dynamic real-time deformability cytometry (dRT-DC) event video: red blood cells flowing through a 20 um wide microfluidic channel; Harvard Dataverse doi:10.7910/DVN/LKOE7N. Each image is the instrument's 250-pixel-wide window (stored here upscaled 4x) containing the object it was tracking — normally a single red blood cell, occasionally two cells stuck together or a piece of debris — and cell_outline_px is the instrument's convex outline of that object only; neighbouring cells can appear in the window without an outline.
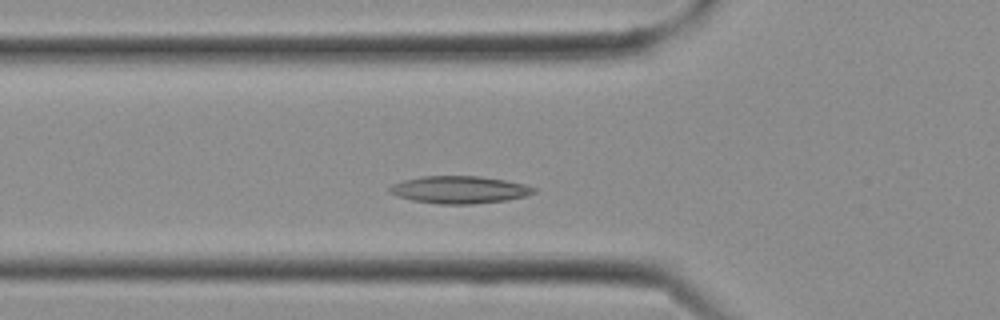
{"species": "Egyptian fruit bat (a non-hibernating species)", "species_latin": "Rousettus aegyptiacus", "temperature_condition": "cold", "stored_images_in_passage": 10, "camera_frame_rate_fps": 3000, "um_per_image_px": 0.085, "frame": {"image": 1, "passage_image": 6, "time_ms": 1.667, "image_size_px": [1000, 320], "cell_outline_px": [[536, 192], [528, 196], [508, 200], [472, 204], [436, 204], [412, 200], [396, 196], [388, 192], [388, 188], [392, 184], [404, 180], [420, 176], [480, 176], [504, 180], [524, 184], [536, 188]], "centroid_in_image_um": [39.04, 16.13], "position_along_channel_um": 86.8, "area_um2": 23.24}}
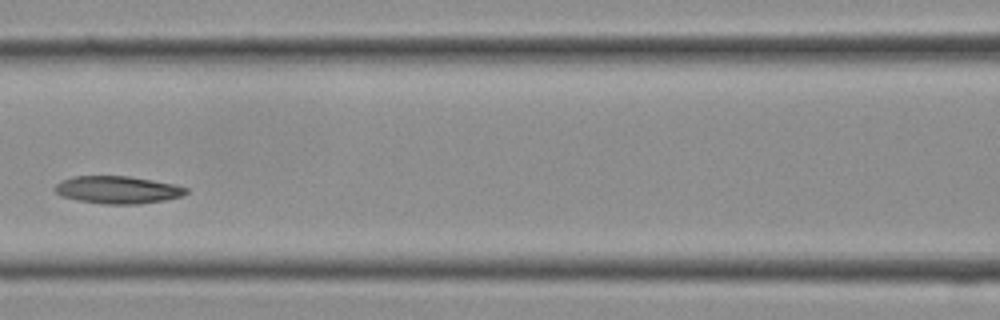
{"frame": {"image": 2, "passage_image": 9, "time_ms": 2.667, "image_size_px": [1000, 320], "cell_outline_px": [[188, 192], [180, 196], [164, 200], [140, 204], [104, 204], [76, 200], [60, 196], [56, 192], [56, 184], [60, 180], [72, 176], [128, 176], [176, 184], [188, 188]], "centroid_in_image_um": [9.99, 16.13], "position_along_channel_um": 156.6, "area_um2": 21.1}}